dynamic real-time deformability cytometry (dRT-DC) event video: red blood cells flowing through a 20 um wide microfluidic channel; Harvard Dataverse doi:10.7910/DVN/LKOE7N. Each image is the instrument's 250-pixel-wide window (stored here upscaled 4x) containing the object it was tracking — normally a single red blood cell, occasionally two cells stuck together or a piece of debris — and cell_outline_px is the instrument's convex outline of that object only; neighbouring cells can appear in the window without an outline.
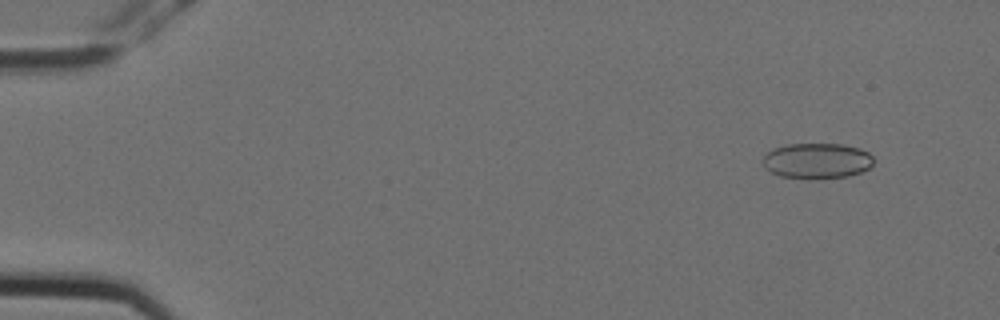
{"species": "Egyptian fruit bat (a non-hibernating species)", "species_latin": "Rousettus aegyptiacus", "temperature_condition": "cold", "stored_images_in_passage": 6, "camera_frame_rate_fps": 3000, "um_per_image_px": 0.085, "animal": {"sex": "female"}, "frame": {"image": 1, "passage_image": 2, "time_ms": 0.333, "image_size_px": [1000, 320], "cell_outline_px": [[872, 164], [868, 168], [860, 172], [848, 176], [808, 180], [780, 176], [764, 168], [764, 156], [772, 148], [788, 144], [840, 144], [860, 148], [868, 152], [872, 156]], "centroid_in_image_um": [69.42, 13.68], "position_along_channel_um": 15.6, "area_um2": 23.06}}
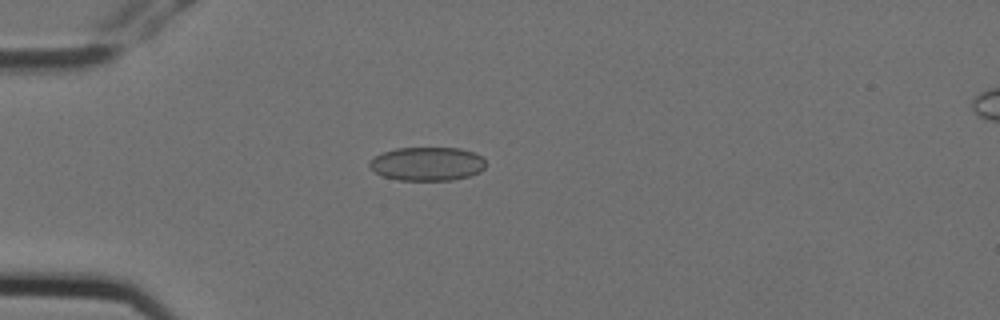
{"frame": {"image": 2, "passage_image": 5, "time_ms": 1.333, "image_size_px": [1000, 320], "cell_outline_px": [[484, 168], [480, 172], [468, 176], [452, 180], [396, 180], [380, 176], [368, 164], [368, 160], [384, 152], [396, 148], [460, 148], [476, 152], [484, 160]], "centroid_in_image_um": [36.3, 13.93], "position_along_channel_um": 48.7, "area_um2": 22.89}}